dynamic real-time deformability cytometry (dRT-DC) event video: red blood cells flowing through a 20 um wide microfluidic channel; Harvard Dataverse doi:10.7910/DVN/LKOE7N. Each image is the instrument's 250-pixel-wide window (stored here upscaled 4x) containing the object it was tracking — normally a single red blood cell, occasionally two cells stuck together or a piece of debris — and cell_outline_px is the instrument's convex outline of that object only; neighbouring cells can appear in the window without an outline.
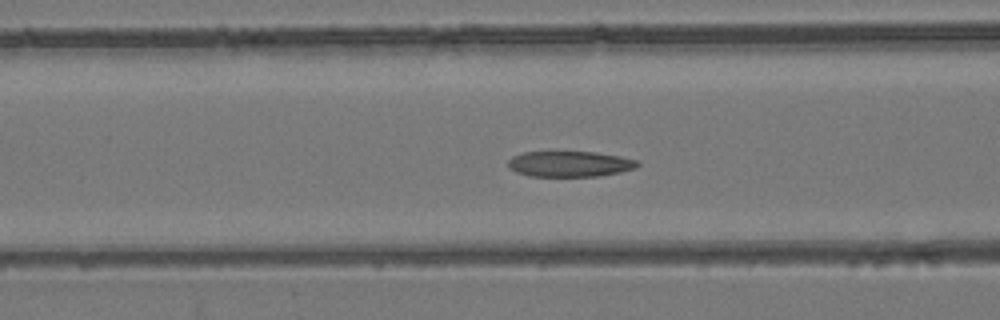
{"species": "common noctule bat (a hibernating species)", "species_latin": "Nyctalus noctula", "temperature_condition": "room temperature", "stored_images_in_passage": 54, "camera_frame_rate_fps": 3000, "um_per_image_px": 0.085, "animal": {"sex": "female", "body_mass_g": 24.6, "forearm_length_mm": 56.2}, "frame": {"image": 1, "passage_image": 22, "time_ms": 7.0, "image_size_px": [1000, 320], "cell_outline_px": [[640, 164], [636, 168], [620, 172], [596, 176], [528, 176], [516, 172], [508, 168], [508, 160], [512, 156], [524, 152], [596, 152], [620, 156], [636, 160]], "centroid_in_image_um": [48.41, 13.93], "position_along_channel_um": 118.2, "area_um2": 19.36}}
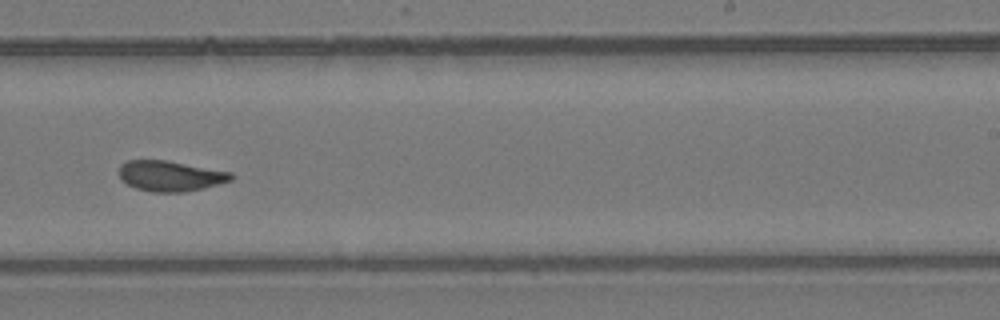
{"frame": {"image": 2, "passage_image": 34, "time_ms": 11.0, "image_size_px": [1000, 320], "cell_outline_px": [[236, 176], [232, 180], [204, 188], [184, 192], [152, 192], [136, 188], [120, 180], [120, 164], [128, 160], [164, 160], [232, 172]], "centroid_in_image_um": [14.49, 14.96], "position_along_channel_um": 274.5, "area_um2": 19.88}}
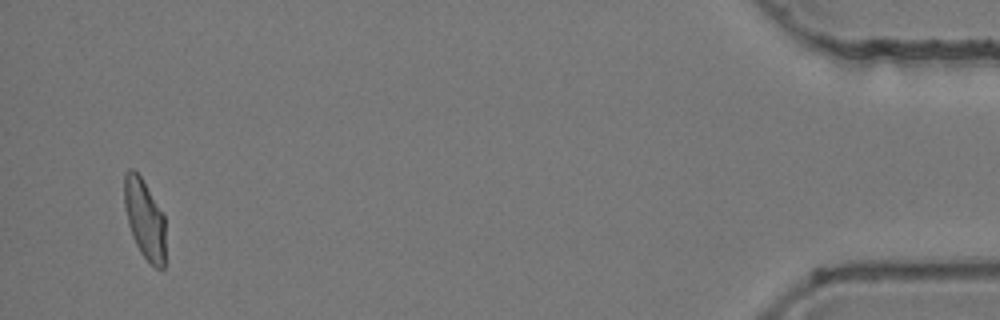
{"frame": {"image": 3, "passage_image": 52, "time_ms": 17.0, "image_size_px": [1000, 320], "cell_outline_px": [[164, 268], [156, 268], [140, 252], [136, 244], [128, 224], [124, 204], [124, 172], [128, 168], [132, 168], [140, 176], [164, 216]], "centroid_in_image_um": [12.26, 18.59], "position_along_channel_um": 422.9, "area_um2": 18.73}, "authors_computed_cell_mechanics": {"area_um2": 20.519, "velocity_mm_per_s": 3.9145, "shape_relaxation_time_tau1_ms": null, "shape_relaxation_time_tau2_ms": 2.0188, "deformation_change_tau1": null, "deformation_change_tau2": 0.0838}}